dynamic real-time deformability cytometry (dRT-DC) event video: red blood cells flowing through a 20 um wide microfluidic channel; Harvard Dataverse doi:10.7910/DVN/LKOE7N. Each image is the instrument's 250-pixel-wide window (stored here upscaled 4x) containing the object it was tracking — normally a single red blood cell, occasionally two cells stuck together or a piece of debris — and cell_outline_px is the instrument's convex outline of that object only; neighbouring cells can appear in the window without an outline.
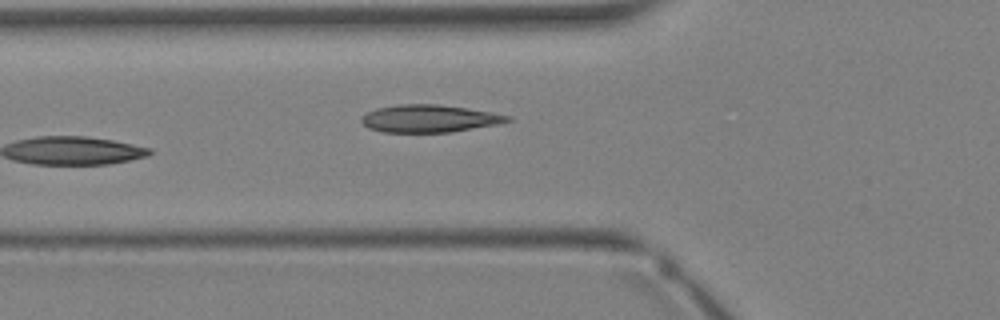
{"species": "Egyptian fruit bat (a non-hibernating species)", "species_latin": "Rousettus aegyptiacus", "temperature_condition": "warm", "stored_images_in_passage": 13, "camera_frame_rate_fps": 3000, "um_per_image_px": 0.085, "animal": {"sex": "female"}, "frame": {"image": 1, "passage_image": 13, "time_ms": 4.0, "image_size_px": [1000, 320], "cell_outline_px": [[512, 120], [496, 124], [452, 132], [384, 132], [368, 128], [360, 120], [360, 116], [376, 108], [396, 104], [440, 104], [468, 108], [492, 112], [512, 116]], "centroid_in_image_um": [36.47, 10.07], "position_along_channel_um": 89.3, "area_um2": 23.52}}